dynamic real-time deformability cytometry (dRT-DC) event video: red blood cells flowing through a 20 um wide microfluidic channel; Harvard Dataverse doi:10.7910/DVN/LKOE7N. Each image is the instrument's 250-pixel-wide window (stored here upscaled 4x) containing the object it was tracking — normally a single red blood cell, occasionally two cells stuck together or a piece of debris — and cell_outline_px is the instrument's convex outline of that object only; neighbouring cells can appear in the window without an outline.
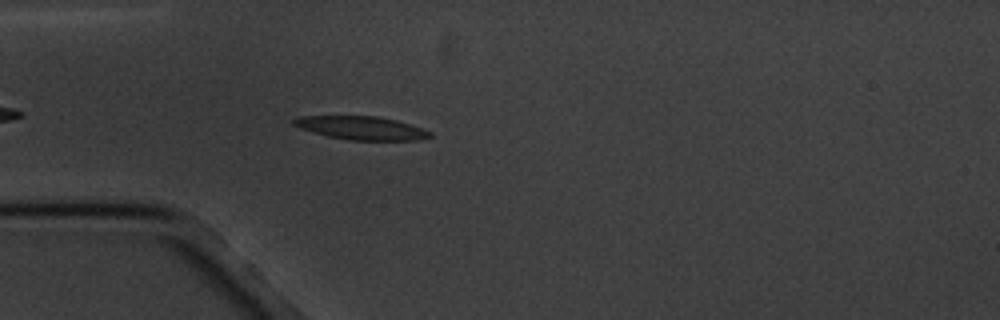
{"species": "common noctule bat (a hibernating species)", "species_latin": "Nyctalus noctula", "temperature_condition": "cold", "stored_images_in_passage": 5, "camera_frame_rate_fps": 3000, "um_per_image_px": 0.085, "animal": {"sex": "male", "body_mass_g": 20.1, "forearm_length_mm": 53.5}, "frame": {"image": 1, "passage_image": 5, "time_ms": 4.667, "image_size_px": [1000, 320], "cell_outline_px": [[432, 136], [420, 140], [348, 140], [328, 136], [312, 132], [300, 128], [292, 124], [292, 120], [300, 116], [380, 116], [396, 120], [432, 132]], "centroid_in_image_um": [30.7, 10.88], "position_along_channel_um": 54.3, "area_um2": 18.5}}